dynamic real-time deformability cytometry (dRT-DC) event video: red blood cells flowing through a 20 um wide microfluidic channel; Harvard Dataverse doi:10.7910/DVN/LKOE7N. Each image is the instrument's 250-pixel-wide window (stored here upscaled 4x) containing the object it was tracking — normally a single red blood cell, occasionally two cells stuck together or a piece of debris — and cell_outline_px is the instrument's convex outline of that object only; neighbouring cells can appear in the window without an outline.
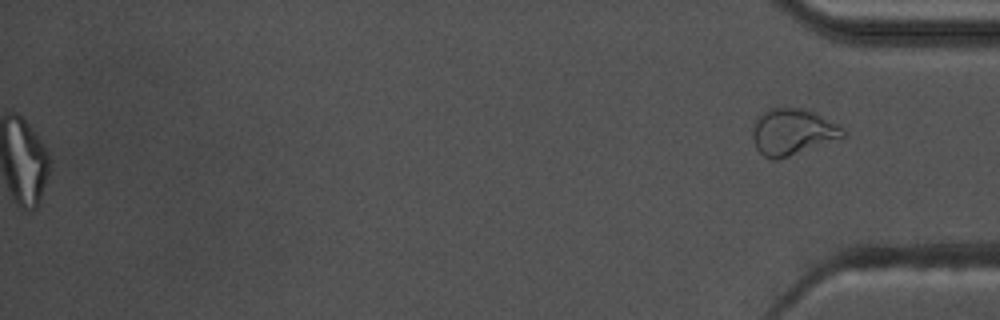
{"species": "common noctule bat (a hibernating species)", "species_latin": "Nyctalus noctula", "temperature_condition": "warm", "stored_images_in_passage": 48, "segment_of_instrument_passage": [2, 2], "camera_frame_rate_fps": 3000, "um_per_image_px": 0.085, "animal": {"sex": "male", "body_mass_g": 17.5, "forearm_length_mm": 52.3}, "frame": {"image": 1, "passage_image": 48, "time_ms": 15.667, "image_size_px": [1000, 320], "cell_outline_px": [[844, 136], [788, 156], [776, 160], [772, 160], [764, 156], [756, 148], [752, 136], [752, 132], [756, 116], [768, 108], [808, 108], [816, 112], [844, 128]], "centroid_in_image_um": [67.32, 11.18], "position_along_channel_um": 367.9, "area_um2": 24.28}}